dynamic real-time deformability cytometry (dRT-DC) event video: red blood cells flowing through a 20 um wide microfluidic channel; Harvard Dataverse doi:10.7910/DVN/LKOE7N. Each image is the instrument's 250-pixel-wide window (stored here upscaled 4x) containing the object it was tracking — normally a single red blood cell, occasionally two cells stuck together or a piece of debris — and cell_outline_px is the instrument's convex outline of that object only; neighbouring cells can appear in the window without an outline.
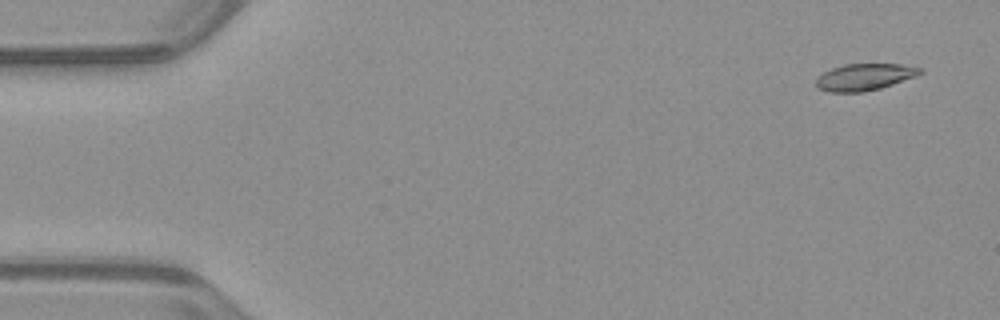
{"species": "common noctule bat (a hibernating species)", "species_latin": "Nyctalus noctula", "temperature_condition": "warm", "stored_images_in_passage": 53, "camera_frame_rate_fps": 3000, "um_per_image_px": 0.085, "animal": {"sex": "male", "body_mass_g": 23.1, "forearm_length_mm": 52.7}, "frame": {"image": 1, "passage_image": 3, "time_ms": 0.667, "image_size_px": [1000, 320], "cell_outline_px": [[924, 72], [916, 76], [880, 88], [864, 92], [828, 92], [816, 88], [816, 76], [832, 68], [844, 64], [900, 64], [920, 68]], "centroid_in_image_um": [73.43, 6.55], "position_along_channel_um": 11.6, "area_um2": 16.24}}
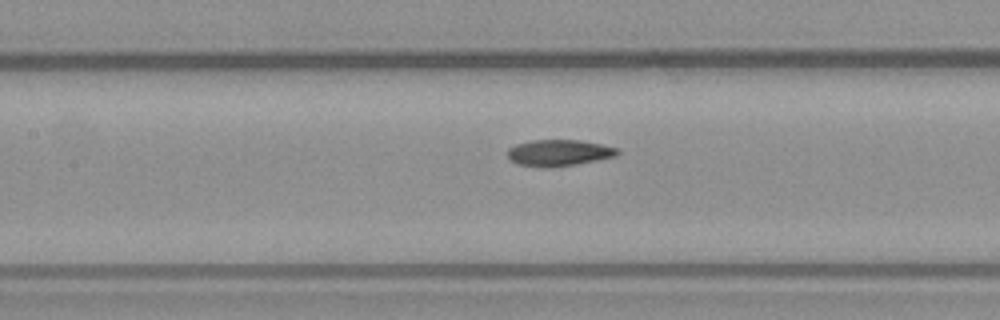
{"frame": {"image": 2, "passage_image": 24, "time_ms": 7.667, "image_size_px": [1000, 320], "cell_outline_px": [[620, 152], [616, 156], [576, 164], [552, 168], [544, 168], [516, 164], [508, 156], [508, 148], [516, 144], [532, 140], [580, 140], [620, 148]], "centroid_in_image_um": [47.51, 12.99], "position_along_channel_um": 159.9, "area_um2": 16.99}}
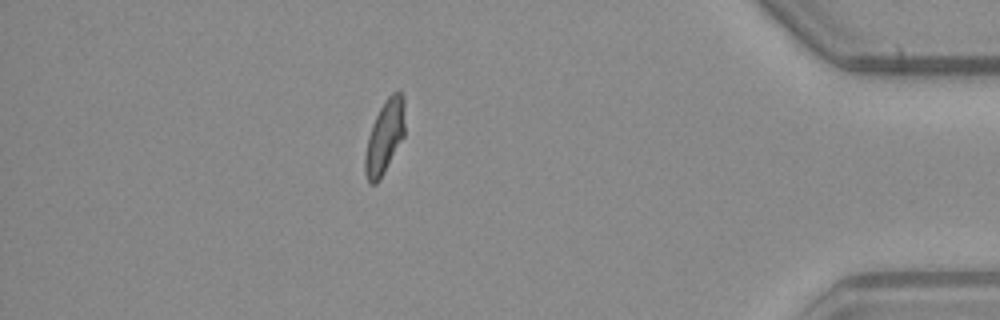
{"frame": {"image": 3, "passage_image": 46, "time_ms": 15.0, "image_size_px": [1000, 320], "cell_outline_px": [[404, 136], [380, 180], [376, 184], [368, 184], [364, 172], [364, 156], [368, 136], [372, 124], [384, 100], [396, 88], [400, 88], [404, 96]], "centroid_in_image_um": [32.69, 11.61], "position_along_channel_um": 402.5, "area_um2": 17.4}, "authors_computed_cell_mechanics": {"area_um2": 17.051, "velocity_mm_per_s": 3.9572, "shape_relaxation_time_tau1_ms": 5.3933, "shape_relaxation_time_tau2_ms": 1.7105, "deformation_change_tau1": 0.1689, "deformation_change_tau2": 0.0664}}